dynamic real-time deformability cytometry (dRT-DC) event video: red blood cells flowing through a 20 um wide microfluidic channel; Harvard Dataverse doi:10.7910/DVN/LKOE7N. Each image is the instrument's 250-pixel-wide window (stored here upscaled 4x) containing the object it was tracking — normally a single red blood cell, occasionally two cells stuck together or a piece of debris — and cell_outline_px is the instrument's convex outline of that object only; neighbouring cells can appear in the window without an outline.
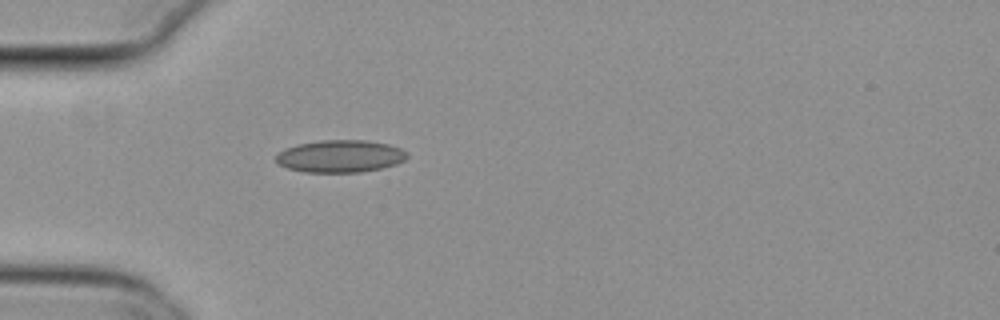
{"species": "common noctule bat (a hibernating species)", "species_latin": "Nyctalus noctula", "temperature_condition": "cold", "stored_images_in_passage": 39, "camera_frame_rate_fps": 3000, "um_per_image_px": 0.085, "animal": {"sex": "female", "body_mass_g": 29.2, "forearm_length_mm": 56.3}, "frame": {"image": 1, "passage_image": 1, "time_ms": 0.0, "image_size_px": [1000, 320], "cell_outline_px": [[408, 156], [404, 160], [396, 164], [380, 168], [360, 172], [304, 172], [288, 168], [280, 164], [276, 160], [276, 156], [280, 152], [288, 148], [300, 144], [320, 140], [364, 140], [388, 144], [400, 148], [408, 152]], "centroid_in_image_um": [28.96, 13.28], "position_along_channel_um": 56.0, "area_um2": 24.45}}
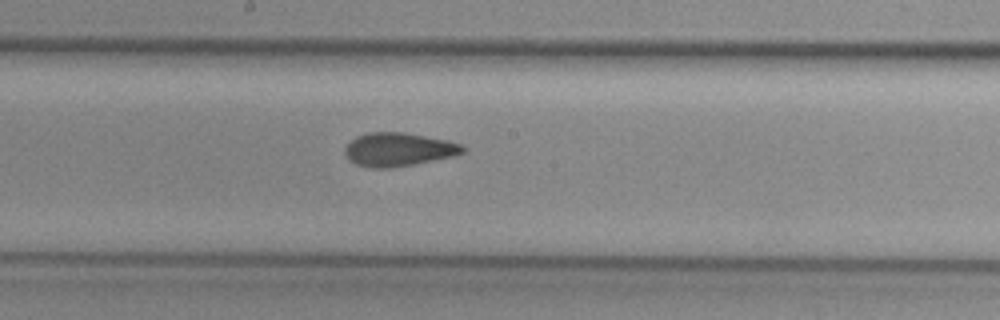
{"frame": {"image": 2, "passage_image": 14, "time_ms": 4.333, "image_size_px": [1000, 320], "cell_outline_px": [[464, 152], [456, 156], [392, 168], [372, 168], [356, 164], [344, 152], [344, 148], [356, 136], [368, 132], [404, 132], [444, 140], [460, 144], [464, 148]], "centroid_in_image_um": [33.86, 12.71], "position_along_channel_um": 214.3, "area_um2": 22.77}}
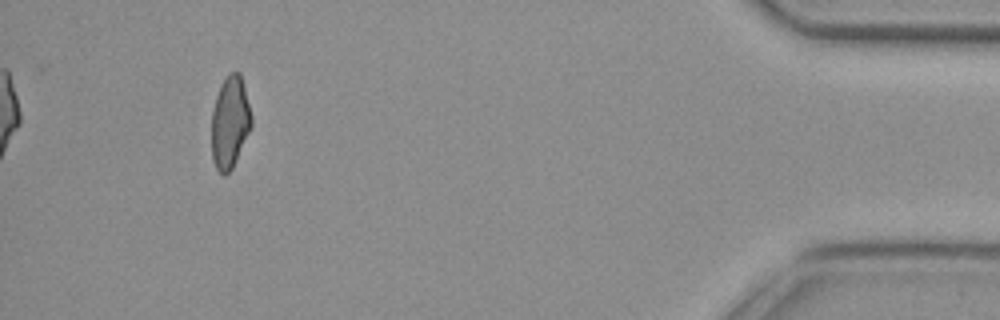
{"frame": {"image": 3, "passage_image": 35, "time_ms": 11.333, "image_size_px": [1000, 320], "cell_outline_px": [[252, 124], [236, 160], [232, 168], [224, 176], [216, 168], [212, 160], [212, 108], [220, 84], [228, 72], [240, 72], [252, 116]], "centroid_in_image_um": [19.53, 10.36], "position_along_channel_um": 415.7, "area_um2": 21.33}, "authors_computed_cell_mechanics": {"area_um2": 22.4842, "velocity_mm_per_s": 3.8256, "shape_relaxation_time_tau1_ms": 7.4035, "shape_relaxation_time_tau2_ms": 1.5409, "deformation_change_tau1": 0.142, "deformation_change_tau2": 0.0578}}